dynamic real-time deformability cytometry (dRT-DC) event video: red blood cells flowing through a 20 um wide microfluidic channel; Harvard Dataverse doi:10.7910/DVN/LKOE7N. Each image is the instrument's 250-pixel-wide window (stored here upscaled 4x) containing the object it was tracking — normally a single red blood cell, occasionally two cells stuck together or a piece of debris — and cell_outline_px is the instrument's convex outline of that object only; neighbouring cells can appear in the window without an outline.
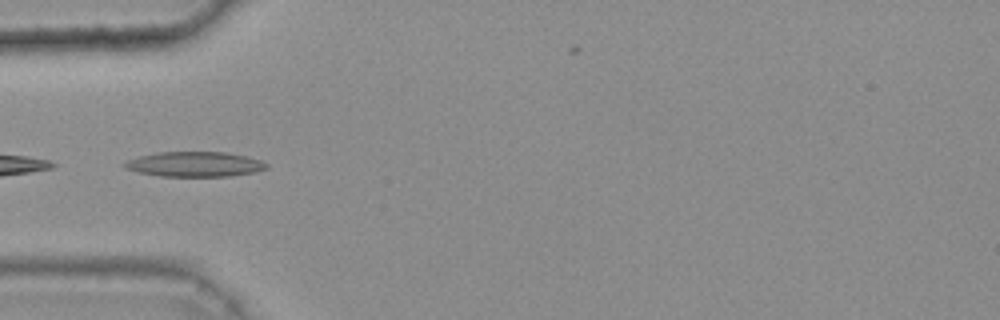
{"species": "common noctule bat (a hibernating species)", "species_latin": "Nyctalus noctula", "temperature_condition": "warm", "stored_images_in_passage": 8, "camera_frame_rate_fps": 3000, "um_per_image_px": 0.085, "animal": {"sex": "female", "body_mass_g": 25.1}, "frame": {"image": 1, "passage_image": 3, "time_ms": 0.667, "image_size_px": [1000, 320], "cell_outline_px": [[268, 168], [252, 172], [232, 176], [160, 176], [140, 172], [124, 168], [120, 164], [128, 160], [140, 156], [160, 152], [224, 152], [248, 156], [260, 160], [268, 164]], "centroid_in_image_um": [16.55, 13.95], "position_along_channel_um": 68.4, "area_um2": 20.58}}